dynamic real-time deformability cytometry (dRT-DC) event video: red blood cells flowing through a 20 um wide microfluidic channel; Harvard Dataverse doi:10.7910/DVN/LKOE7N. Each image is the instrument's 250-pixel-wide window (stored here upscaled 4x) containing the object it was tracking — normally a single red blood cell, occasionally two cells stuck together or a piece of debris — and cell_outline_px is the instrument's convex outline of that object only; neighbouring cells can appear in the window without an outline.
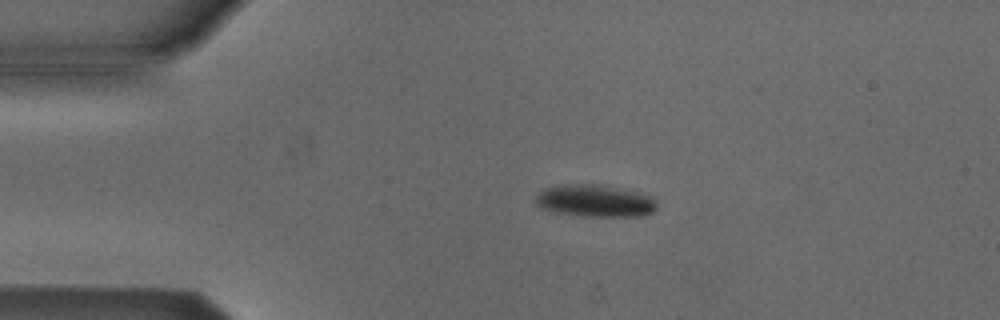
{"species": "Egyptian fruit bat (a non-hibernating species)", "species_latin": "Rousettus aegyptiacus", "temperature_condition": "cold", "stored_images_in_passage": 3, "camera_frame_rate_fps": 3000, "um_per_image_px": 0.085, "animal": {"sex": "male"}, "frame": {"image": 1, "passage_image": 2, "time_ms": 1.0, "image_size_px": [1000, 320], "cell_outline_px": [[656, 208], [652, 212], [644, 216], [584, 216], [556, 212], [540, 208], [536, 204], [536, 192], [540, 188], [556, 184], [596, 184], [636, 192], [652, 196], [656, 200]], "centroid_in_image_um": [50.51, 17.06], "position_along_channel_um": 34.5, "area_um2": 22.95}}